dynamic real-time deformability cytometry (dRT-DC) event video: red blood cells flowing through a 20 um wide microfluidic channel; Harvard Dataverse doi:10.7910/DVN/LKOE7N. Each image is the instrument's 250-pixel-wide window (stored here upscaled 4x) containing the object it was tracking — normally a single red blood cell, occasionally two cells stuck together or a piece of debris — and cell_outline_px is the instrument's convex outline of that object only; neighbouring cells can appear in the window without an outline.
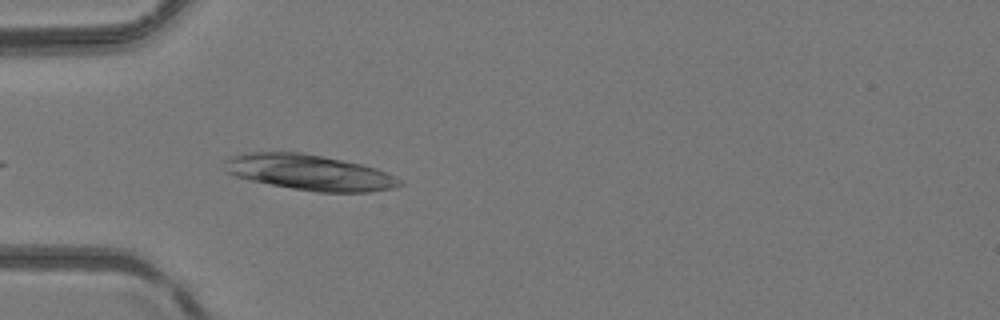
{"species": "common noctule bat (a hibernating species)", "species_latin": "Nyctalus noctula", "temperature_condition": "room temperature", "stored_images_in_passage": 31, "camera_frame_rate_fps": 3000, "um_per_image_px": 0.085, "animal": {"sex": "female", "body_mass_g": 24.6, "forearm_length_mm": 56.2}, "frame": {"image": 1, "passage_image": 2, "time_ms": 0.333, "image_size_px": [1000, 320], "cell_outline_px": [[404, 184], [392, 188], [368, 192], [316, 192], [292, 188], [252, 180], [236, 176], [224, 172], [224, 160], [228, 156], [248, 152], [300, 152], [360, 164], [376, 168], [388, 172], [396, 176]], "centroid_in_image_um": [26.28, 14.65], "position_along_channel_um": 58.7, "area_um2": 36.18}}
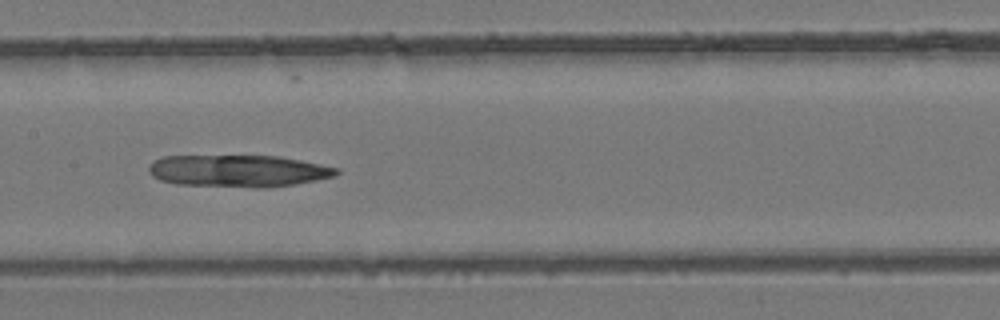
{"frame": {"image": 2, "passage_image": 11, "time_ms": 3.333, "image_size_px": [1000, 320], "cell_outline_px": [[340, 172], [336, 176], [296, 184], [264, 188], [252, 188], [176, 184], [160, 180], [152, 176], [148, 172], [148, 168], [156, 160], [164, 156], [280, 156], [340, 168]], "centroid_in_image_um": [20.29, 14.54], "position_along_channel_um": 187.1, "area_um2": 35.26}}
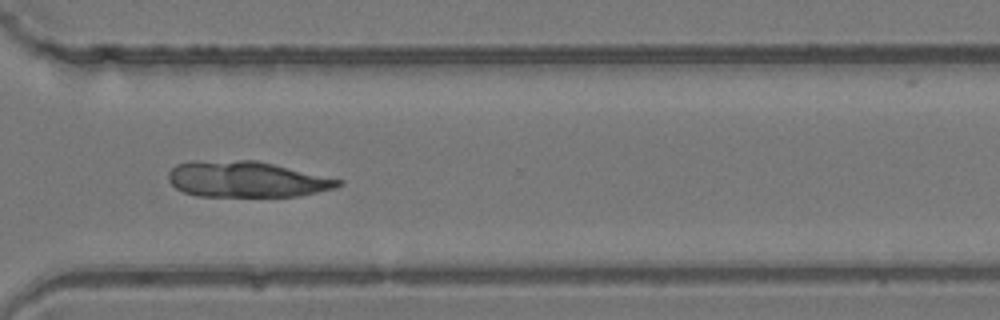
{"frame": {"image": 3, "passage_image": 22, "time_ms": 7.0, "image_size_px": [1000, 320], "cell_outline_px": [[344, 184], [336, 188], [300, 196], [196, 196], [184, 192], [176, 188], [168, 180], [168, 172], [176, 164], [192, 160], [256, 160], [344, 180]], "centroid_in_image_um": [20.96, 15.23], "position_along_channel_um": 349.6, "area_um2": 35.89}}